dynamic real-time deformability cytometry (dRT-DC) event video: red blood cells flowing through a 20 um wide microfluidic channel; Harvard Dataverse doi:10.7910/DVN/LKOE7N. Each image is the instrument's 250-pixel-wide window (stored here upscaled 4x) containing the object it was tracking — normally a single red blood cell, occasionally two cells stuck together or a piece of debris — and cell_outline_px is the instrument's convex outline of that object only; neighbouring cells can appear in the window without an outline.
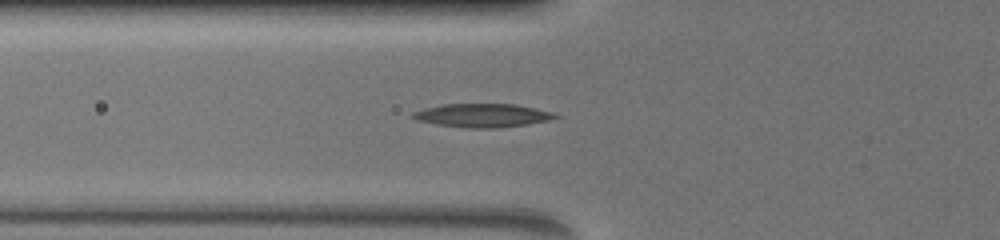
{"species": "common noctule bat (a hibernating species)", "species_latin": "Nyctalus noctula", "temperature_condition": "warm", "stored_images_in_passage": 43, "camera_frame_rate_fps": 3000, "um_per_image_px": 0.085, "animal": {"sex": "female", "body_mass_g": 19.5, "forearm_length_mm": 54.1}, "frame": {"image": 1, "passage_image": 17, "time_ms": 3.0, "image_size_px": [1000, 240], "cell_outline_px": [[560, 116], [548, 120], [524, 124], [492, 128], [468, 128], [436, 124], [416, 120], [412, 116], [412, 112], [424, 108], [444, 104], [516, 104], [552, 112]], "centroid_in_image_um": [40.96, 9.8], "position_along_channel_um": 84.8, "area_um2": 19.25}}
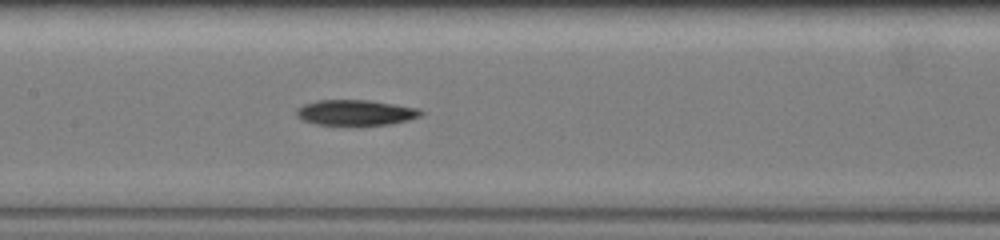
{"frame": {"image": 2, "passage_image": 30, "time_ms": 5.333, "image_size_px": [1000, 240], "cell_outline_px": [[424, 112], [420, 116], [408, 120], [388, 124], [360, 128], [316, 124], [304, 120], [296, 116], [296, 112], [304, 104], [316, 100], [368, 100], [416, 108]], "centroid_in_image_um": [30.21, 9.62], "position_along_channel_um": 177.2, "area_um2": 19.02}}
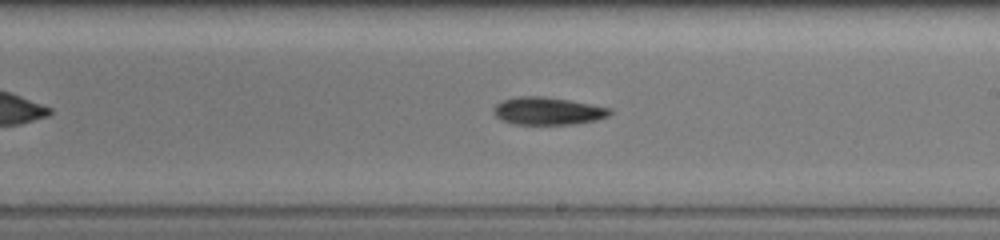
{"frame": {"image": 3, "passage_image": 40, "time_ms": 7.0, "image_size_px": [1000, 240], "cell_outline_px": [[612, 112], [608, 116], [596, 120], [576, 124], [512, 124], [500, 120], [496, 116], [492, 108], [496, 104], [504, 100], [524, 96], [540, 96], [568, 100], [612, 108]], "centroid_in_image_um": [46.56, 9.45], "position_along_channel_um": 242.4, "area_um2": 18.61}}